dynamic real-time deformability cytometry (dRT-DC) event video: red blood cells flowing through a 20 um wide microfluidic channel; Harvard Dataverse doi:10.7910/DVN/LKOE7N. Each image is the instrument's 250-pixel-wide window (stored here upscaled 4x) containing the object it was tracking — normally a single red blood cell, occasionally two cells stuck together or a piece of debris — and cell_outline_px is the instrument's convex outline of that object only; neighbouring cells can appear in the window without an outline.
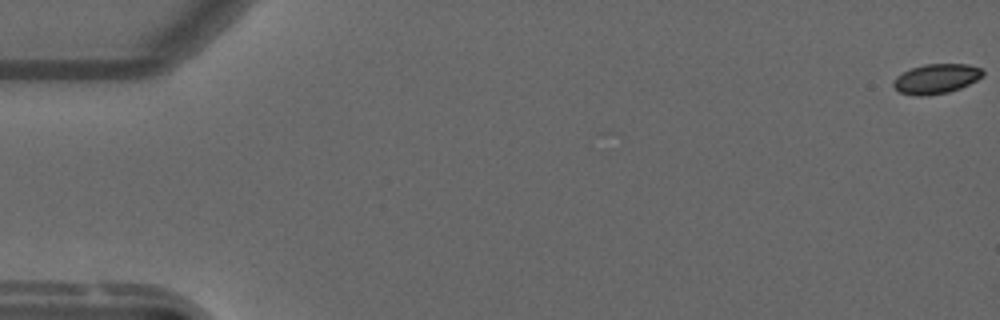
{"species": "common noctule bat (a hibernating species)", "species_latin": "Nyctalus noctula", "temperature_condition": "warm", "stored_images_in_passage": 56, "camera_frame_rate_fps": 3000, "um_per_image_px": 0.085, "animal": {"sex": "male", "forearm_length_mm": 52.5}, "frame": {"image": 1, "passage_image": 1, "time_ms": 0.0, "image_size_px": [1000, 320], "cell_outline_px": [[984, 76], [960, 88], [948, 92], [928, 96], [916, 96], [900, 92], [892, 84], [896, 76], [912, 68], [924, 64], [968, 64], [980, 68], [984, 72]], "centroid_in_image_um": [79.58, 6.7], "position_along_channel_um": 5.4, "area_um2": 15.43}}
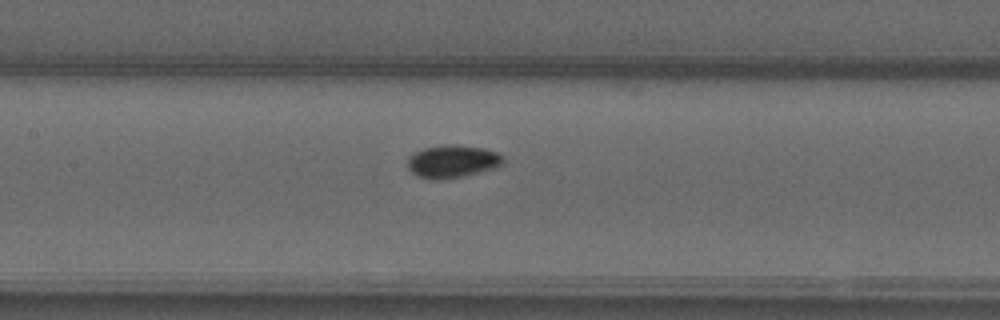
{"frame": {"image": 2, "passage_image": 27, "time_ms": 8.667, "image_size_px": [1000, 320], "cell_outline_px": [[504, 164], [496, 168], [464, 176], [436, 180], [416, 176], [408, 168], [408, 156], [424, 148], [440, 144], [456, 144], [484, 148], [500, 152], [504, 156]], "centroid_in_image_um": [38.5, 13.7], "position_along_channel_um": 168.9, "area_um2": 18.61}}
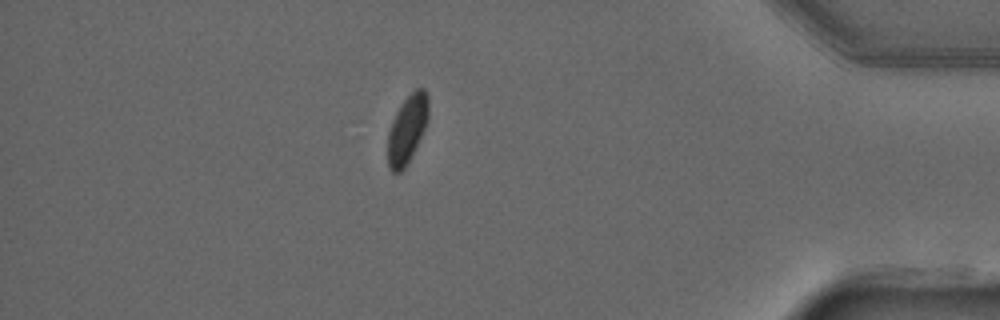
{"frame": {"image": 3, "passage_image": 49, "time_ms": 16.0, "image_size_px": [1000, 320], "cell_outline_px": [[428, 120], [408, 164], [400, 172], [392, 172], [388, 168], [388, 132], [392, 120], [400, 104], [416, 88], [424, 88], [428, 96]], "centroid_in_image_um": [34.6, 10.99], "position_along_channel_um": 400.6, "area_um2": 16.13}, "authors_computed_cell_mechanics": {"area_um2": 16.6464, "velocity_mm_per_s": 3.7183, "shape_relaxation_time_tau1_ms": 4.1274, "shape_relaxation_time_tau2_ms": null, "deformation_change_tau1": 0.0757, "deformation_change_tau2": null}}